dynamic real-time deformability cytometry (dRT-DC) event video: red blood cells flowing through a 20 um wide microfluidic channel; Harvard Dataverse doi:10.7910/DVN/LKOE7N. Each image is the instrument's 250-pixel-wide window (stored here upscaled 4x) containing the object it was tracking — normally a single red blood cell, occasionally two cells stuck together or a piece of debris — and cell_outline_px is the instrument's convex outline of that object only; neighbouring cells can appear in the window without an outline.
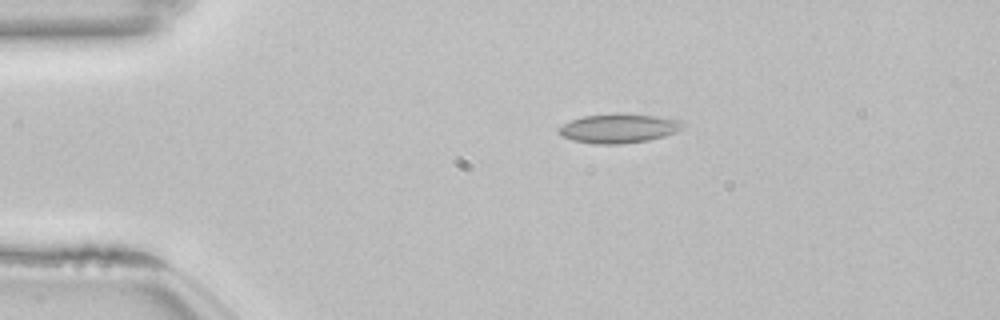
{"species": "common noctule bat (a hibernating species)", "species_latin": "Nyctalus noctula", "temperature_condition": "room temperature", "stored_images_in_passage": 43, "camera_frame_rate_fps": 3000, "um_per_image_px": 0.085, "animal": {"sex": "female", "body_mass_g": 22.7, "forearm_length_mm": 54.2}, "frame": {"image": 1, "passage_image": 1, "time_ms": 0.0, "image_size_px": [1000, 320], "cell_outline_px": [[684, 128], [676, 132], [664, 136], [648, 140], [620, 144], [596, 144], [572, 140], [560, 136], [556, 132], [564, 124], [572, 120], [584, 116], [656, 116], [680, 120], [684, 124]], "centroid_in_image_um": [52.59, 10.96], "position_along_channel_um": 32.4, "area_um2": 20.23}}
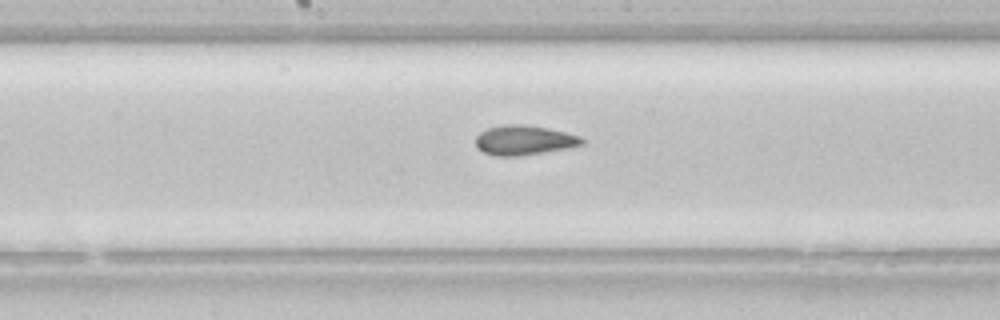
{"frame": {"image": 2, "passage_image": 18, "time_ms": 5.667, "image_size_px": [1000, 320], "cell_outline_px": [[584, 144], [544, 152], [520, 156], [496, 156], [484, 152], [476, 148], [476, 136], [480, 132], [488, 128], [504, 124], [520, 124], [548, 128], [580, 136], [584, 140]], "centroid_in_image_um": [44.51, 11.91], "position_along_channel_um": 203.7, "area_um2": 18.26}}
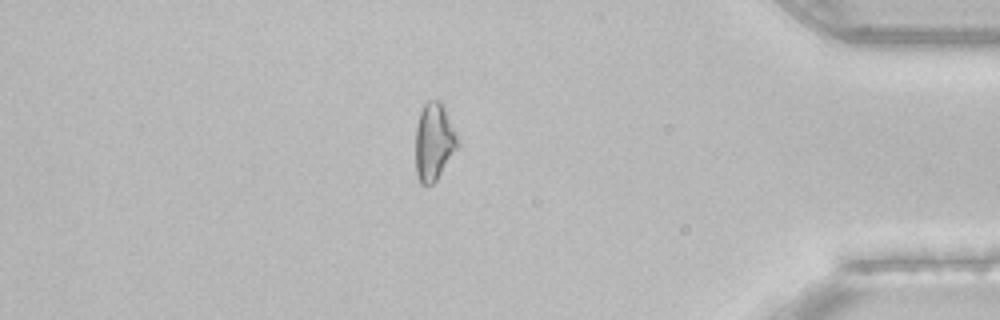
{"frame": {"image": 3, "passage_image": 36, "time_ms": 11.667, "image_size_px": [1000, 320], "cell_outline_px": [[460, 144], [436, 180], [432, 184], [420, 184], [416, 172], [416, 128], [420, 112], [424, 104], [428, 100], [440, 100], [444, 104], [460, 140]], "centroid_in_image_um": [36.91, 12.01], "position_along_channel_um": 398.3, "area_um2": 19.19}, "authors_computed_cell_mechanics": {"area_um2": 18.785, "velocity_mm_per_s": 3.8534, "shape_relaxation_time_tau1_ms": null, "shape_relaxation_time_tau2_ms": 4.7684, "deformation_change_tau1": null, "deformation_change_tau2": 0.1185}}